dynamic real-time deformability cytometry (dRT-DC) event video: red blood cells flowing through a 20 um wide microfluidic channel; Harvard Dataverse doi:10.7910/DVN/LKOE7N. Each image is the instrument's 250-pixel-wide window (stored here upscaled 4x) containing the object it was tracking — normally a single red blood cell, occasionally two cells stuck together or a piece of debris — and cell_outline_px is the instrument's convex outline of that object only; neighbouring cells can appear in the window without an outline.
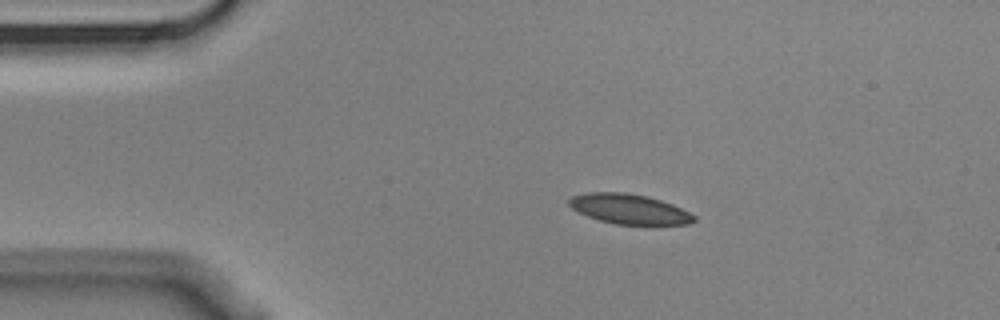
{"species": "Egyptian fruit bat (a non-hibernating species)", "species_latin": "Rousettus aegyptiacus", "temperature_condition": "cold", "stored_images_in_passage": 8, "camera_frame_rate_fps": 3000, "um_per_image_px": 0.085, "animal": {"sex": "male"}, "frame": {"image": 1, "passage_image": 1, "time_ms": 0.0, "image_size_px": [1000, 320], "cell_outline_px": [[696, 220], [688, 224], [616, 224], [600, 220], [588, 216], [572, 208], [568, 204], [568, 200], [572, 196], [588, 192], [624, 192], [648, 196], [672, 204], [696, 216]], "centroid_in_image_um": [53.47, 17.75], "position_along_channel_um": 31.5, "area_um2": 21.56}}
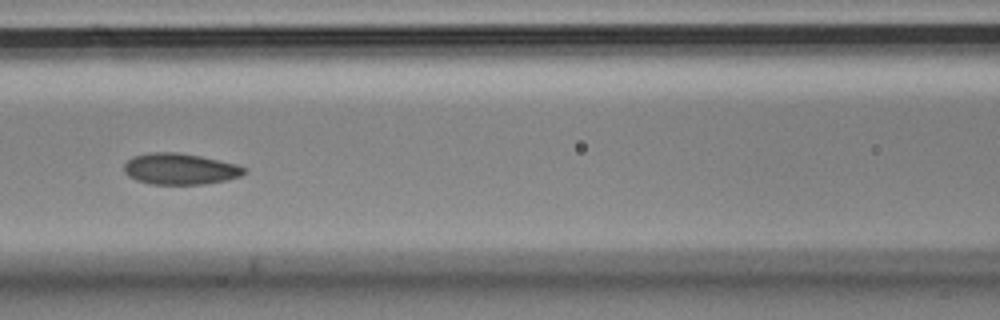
{"frame": {"image": 2, "passage_image": 5, "time_ms": 1.333, "image_size_px": [1000, 320], "cell_outline_px": [[248, 172], [240, 176], [224, 180], [204, 184], [148, 184], [136, 180], [128, 176], [124, 172], [124, 164], [132, 156], [148, 152], [176, 152], [200, 156], [236, 164], [248, 168]], "centroid_in_image_um": [15.28, 14.35], "position_along_channel_um": 151.3, "area_um2": 21.96}}
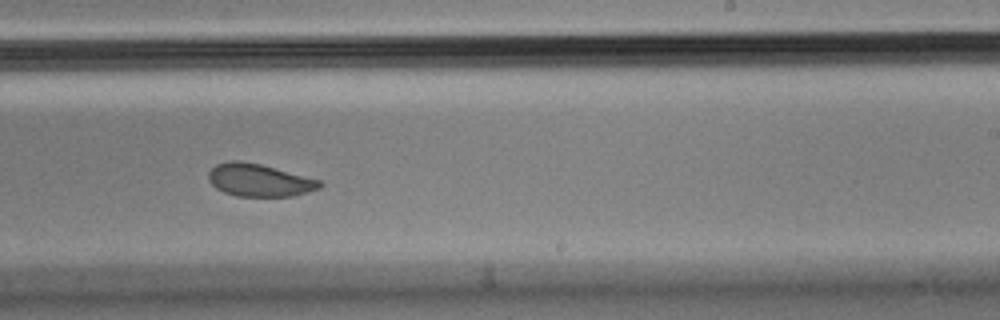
{"frame": {"image": 3, "passage_image": 8, "time_ms": 2.333, "image_size_px": [1000, 320], "cell_outline_px": [[324, 184], [320, 188], [308, 192], [292, 196], [236, 196], [224, 192], [216, 188], [208, 180], [208, 172], [216, 164], [232, 160], [240, 160], [260, 164], [320, 180]], "centroid_in_image_um": [22.02, 15.31], "position_along_channel_um": 267.0, "area_um2": 21.1}}